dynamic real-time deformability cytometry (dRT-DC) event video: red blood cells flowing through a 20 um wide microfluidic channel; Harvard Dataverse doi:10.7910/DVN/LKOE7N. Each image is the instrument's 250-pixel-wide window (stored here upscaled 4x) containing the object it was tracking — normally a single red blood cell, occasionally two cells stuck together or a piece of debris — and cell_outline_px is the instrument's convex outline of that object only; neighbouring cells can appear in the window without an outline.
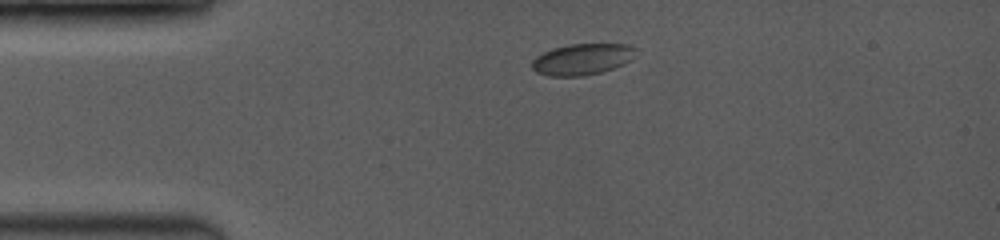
{"species": "common noctule bat (a hibernating species)", "species_latin": "Nyctalus noctula", "temperature_condition": "room temperature", "stored_images_in_passage": 3, "camera_frame_rate_fps": 3500, "um_per_image_px": 0.085, "animal": {"sex": "female", "body_mass_g": 19.0, "forearm_length_mm": 53.3}, "frame": {"image": 1, "passage_image": 1, "time_ms": 0.0, "image_size_px": [1000, 240], "cell_outline_px": [[636, 56], [632, 60], [624, 64], [600, 72], [584, 76], [548, 76], [536, 72], [532, 68], [532, 60], [536, 56], [552, 48], [572, 44], [628, 44], [636, 48]], "centroid_in_image_um": [49.51, 5.03], "position_along_channel_um": 35.5, "area_um2": 19.02}}